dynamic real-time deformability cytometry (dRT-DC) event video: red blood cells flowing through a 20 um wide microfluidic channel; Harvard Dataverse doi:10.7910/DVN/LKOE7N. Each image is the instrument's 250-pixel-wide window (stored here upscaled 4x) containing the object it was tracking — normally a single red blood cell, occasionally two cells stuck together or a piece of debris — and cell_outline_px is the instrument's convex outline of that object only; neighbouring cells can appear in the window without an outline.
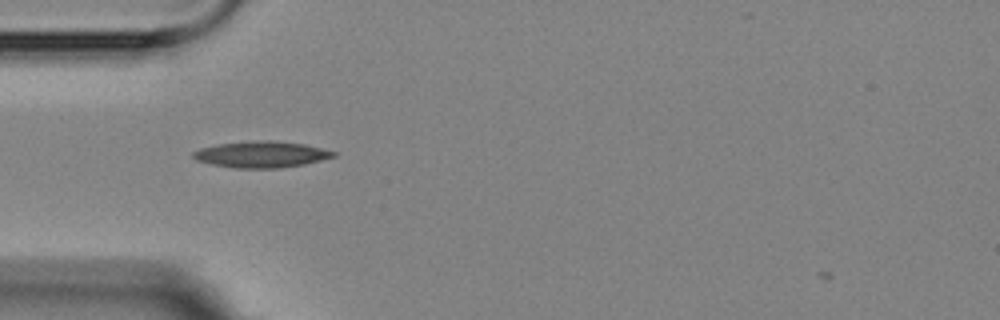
{"species": "Egyptian fruit bat (a non-hibernating species)", "species_latin": "Rousettus aegyptiacus", "temperature_condition": "room temperature", "stored_images_in_passage": 4, "camera_frame_rate_fps": 3000, "um_per_image_px": 0.085, "animal": {"sex": "female"}, "frame": {"image": 1, "passage_image": 1, "time_ms": 0.0, "image_size_px": [1000, 320], "cell_outline_px": [[336, 156], [304, 164], [280, 168], [236, 168], [212, 164], [196, 160], [192, 156], [192, 152], [200, 148], [216, 144], [252, 140], [272, 140], [304, 144], [336, 152]], "centroid_in_image_um": [22.18, 13.11], "position_along_channel_um": 62.8, "area_um2": 21.5}}
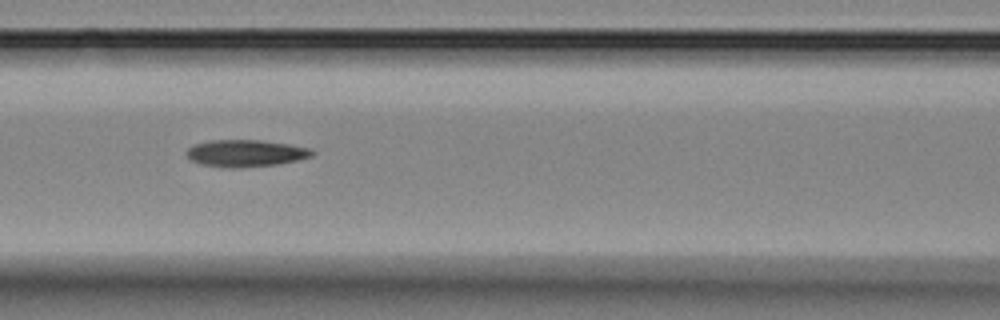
{"frame": {"image": 2, "passage_image": 3, "time_ms": 2.333, "image_size_px": [1000, 320], "cell_outline_px": [[316, 152], [312, 156], [296, 160], [276, 164], [240, 168], [228, 168], [204, 164], [192, 160], [188, 156], [188, 148], [196, 144], [208, 140], [260, 140], [288, 144], [312, 148]], "centroid_in_image_um": [20.93, 13.02], "position_along_channel_um": 145.7, "area_um2": 19.54}}
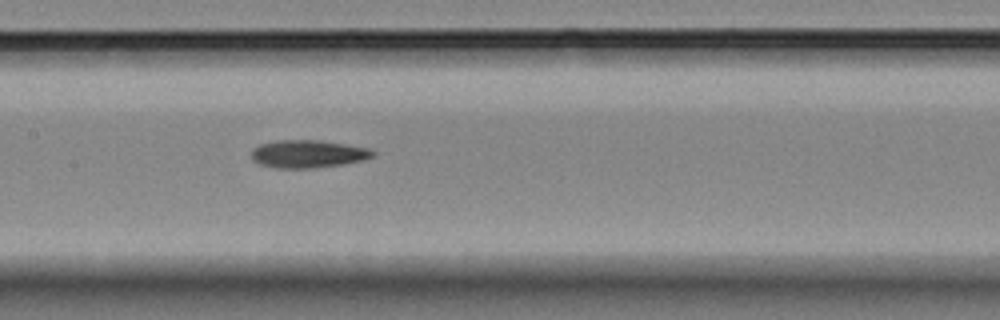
{"frame": {"image": 3, "passage_image": 4, "time_ms": 3.333, "image_size_px": [1000, 320], "cell_outline_px": [[376, 152], [372, 156], [364, 160], [344, 164], [312, 168], [276, 168], [260, 164], [252, 160], [252, 148], [260, 144], [276, 140], [320, 140], [368, 148]], "centroid_in_image_um": [26.16, 13.08], "position_along_channel_um": 181.2, "area_um2": 19.65}}